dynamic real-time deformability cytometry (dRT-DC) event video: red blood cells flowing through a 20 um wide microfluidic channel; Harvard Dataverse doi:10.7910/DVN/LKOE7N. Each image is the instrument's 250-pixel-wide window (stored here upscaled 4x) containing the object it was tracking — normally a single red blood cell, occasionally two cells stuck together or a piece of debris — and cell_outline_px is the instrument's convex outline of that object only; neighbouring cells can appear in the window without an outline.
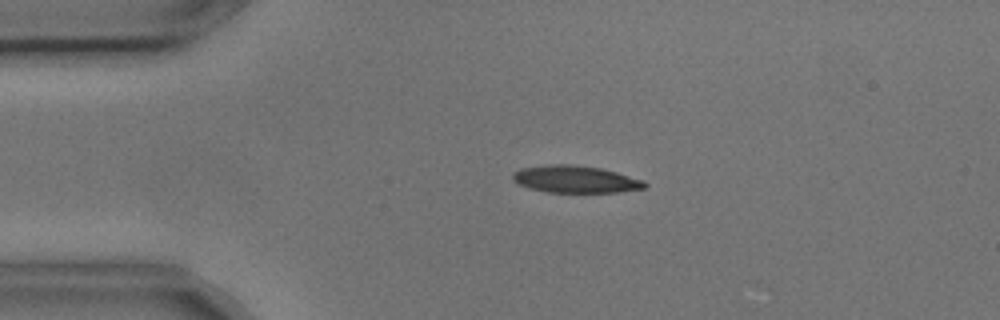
{"species": "common noctule bat (a hibernating species)", "species_latin": "Nyctalus noctula", "temperature_condition": "cold", "stored_images_in_passage": 2, "camera_frame_rate_fps": 3000, "um_per_image_px": 0.085, "animal": {"sex": "male", "body_mass_g": 17.9, "forearm_length_mm": 54.2}, "frame": {"image": 1, "passage_image": 1, "time_ms": 0.0, "image_size_px": [1000, 320], "cell_outline_px": [[648, 184], [644, 188], [616, 192], [548, 192], [532, 188], [520, 184], [512, 180], [512, 172], [520, 168], [548, 164], [572, 164], [600, 168], [616, 172], [644, 180]], "centroid_in_image_um": [48.89, 15.22], "position_along_channel_um": 36.1, "area_um2": 20.81}}